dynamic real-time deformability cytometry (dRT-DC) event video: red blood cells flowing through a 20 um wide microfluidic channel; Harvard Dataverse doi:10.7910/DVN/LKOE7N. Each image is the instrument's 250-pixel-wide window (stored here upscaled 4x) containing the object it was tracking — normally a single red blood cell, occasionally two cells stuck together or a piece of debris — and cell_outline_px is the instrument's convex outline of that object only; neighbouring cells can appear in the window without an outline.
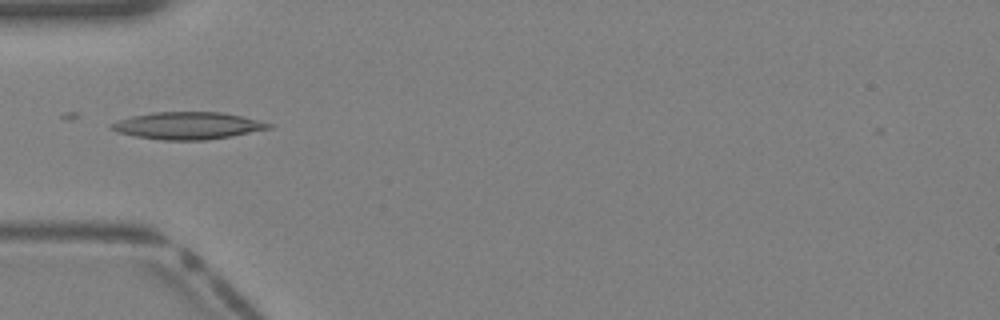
{"species": "Egyptian fruit bat (a non-hibernating species)", "species_latin": "Rousettus aegyptiacus", "temperature_condition": "warm", "stored_images_in_passage": 28, "camera_frame_rate_fps": 3000, "um_per_image_px": 0.085, "animal": {"sex": "female"}, "frame": {"image": 1, "passage_image": 3, "time_ms": 0.667, "image_size_px": [1000, 320], "cell_outline_px": [[272, 128], [232, 136], [204, 140], [160, 140], [136, 136], [116, 132], [108, 128], [112, 124], [120, 120], [132, 116], [152, 112], [220, 112], [240, 116], [272, 124]], "centroid_in_image_um": [15.94, 10.68], "position_along_channel_um": 69.1, "area_um2": 24.74}}
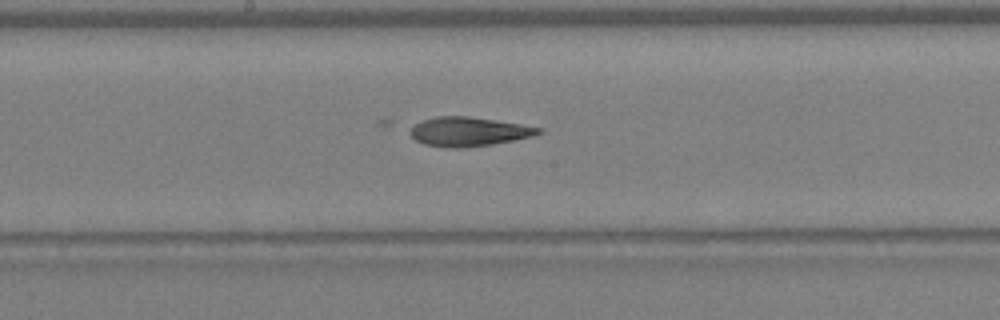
{"frame": {"image": 2, "passage_image": 11, "time_ms": 3.333, "image_size_px": [1000, 320], "cell_outline_px": [[544, 132], [532, 136], [516, 140], [492, 144], [456, 148], [448, 148], [424, 144], [416, 140], [408, 132], [408, 128], [424, 120], [436, 116], [468, 116], [496, 120], [544, 128]], "centroid_in_image_um": [39.85, 11.18], "position_along_channel_um": 208.4, "area_um2": 21.85}}
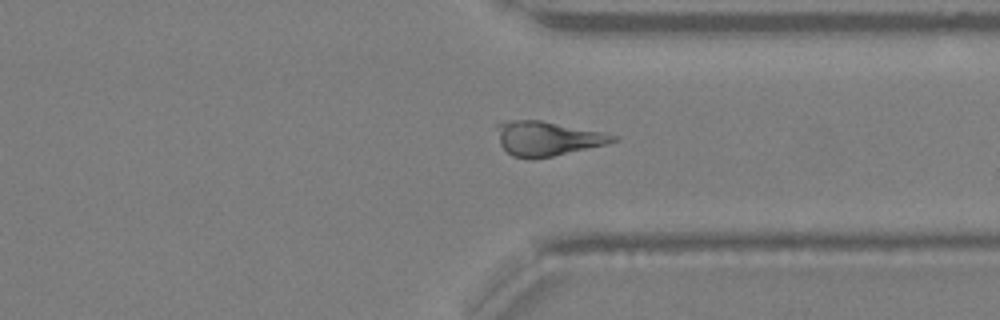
{"frame": {"image": 3, "passage_image": 20, "time_ms": 6.333, "image_size_px": [1000, 320], "cell_outline_px": [[620, 140], [608, 144], [552, 156], [532, 160], [512, 156], [500, 144], [496, 124], [512, 120], [540, 120], [620, 136]], "centroid_in_image_um": [46.54, 11.79], "position_along_channel_um": 364.9, "area_um2": 23.18}}